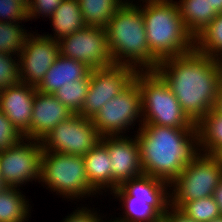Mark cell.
Segmentation results:
<instances>
[{"label":"cell","instance_id":"1","mask_svg":"<svg viewBox=\"0 0 222 222\" xmlns=\"http://www.w3.org/2000/svg\"><path fill=\"white\" fill-rule=\"evenodd\" d=\"M155 71L167 83L180 107L195 125L215 109L222 85L221 60L194 48L186 54L161 60Z\"/></svg>","mask_w":222,"mask_h":222},{"label":"cell","instance_id":"4","mask_svg":"<svg viewBox=\"0 0 222 222\" xmlns=\"http://www.w3.org/2000/svg\"><path fill=\"white\" fill-rule=\"evenodd\" d=\"M142 3L149 50L158 62L194 49V37L184 26L176 1L148 0Z\"/></svg>","mask_w":222,"mask_h":222},{"label":"cell","instance_id":"29","mask_svg":"<svg viewBox=\"0 0 222 222\" xmlns=\"http://www.w3.org/2000/svg\"><path fill=\"white\" fill-rule=\"evenodd\" d=\"M179 210L197 222H210L221 216L213 196L186 202Z\"/></svg>","mask_w":222,"mask_h":222},{"label":"cell","instance_id":"30","mask_svg":"<svg viewBox=\"0 0 222 222\" xmlns=\"http://www.w3.org/2000/svg\"><path fill=\"white\" fill-rule=\"evenodd\" d=\"M16 57L0 53V90L19 82V59Z\"/></svg>","mask_w":222,"mask_h":222},{"label":"cell","instance_id":"42","mask_svg":"<svg viewBox=\"0 0 222 222\" xmlns=\"http://www.w3.org/2000/svg\"><path fill=\"white\" fill-rule=\"evenodd\" d=\"M123 3H133V0L129 1V0H121ZM135 1V0H134ZM145 1H148V0H139L138 2H145Z\"/></svg>","mask_w":222,"mask_h":222},{"label":"cell","instance_id":"9","mask_svg":"<svg viewBox=\"0 0 222 222\" xmlns=\"http://www.w3.org/2000/svg\"><path fill=\"white\" fill-rule=\"evenodd\" d=\"M42 152L41 141L27 138L0 151L2 181L15 188L33 180L39 182Z\"/></svg>","mask_w":222,"mask_h":222},{"label":"cell","instance_id":"11","mask_svg":"<svg viewBox=\"0 0 222 222\" xmlns=\"http://www.w3.org/2000/svg\"><path fill=\"white\" fill-rule=\"evenodd\" d=\"M136 72L128 65L120 64L92 69L88 93L78 114L93 119L105 103L121 93L134 80Z\"/></svg>","mask_w":222,"mask_h":222},{"label":"cell","instance_id":"27","mask_svg":"<svg viewBox=\"0 0 222 222\" xmlns=\"http://www.w3.org/2000/svg\"><path fill=\"white\" fill-rule=\"evenodd\" d=\"M89 85L90 78H81L61 87L53 95L73 114H78L82 110Z\"/></svg>","mask_w":222,"mask_h":222},{"label":"cell","instance_id":"6","mask_svg":"<svg viewBox=\"0 0 222 222\" xmlns=\"http://www.w3.org/2000/svg\"><path fill=\"white\" fill-rule=\"evenodd\" d=\"M40 182L47 186V190L56 192L65 200L77 201L98 195L89 185L81 155L43 151L39 184Z\"/></svg>","mask_w":222,"mask_h":222},{"label":"cell","instance_id":"17","mask_svg":"<svg viewBox=\"0 0 222 222\" xmlns=\"http://www.w3.org/2000/svg\"><path fill=\"white\" fill-rule=\"evenodd\" d=\"M112 196H133L152 205L162 216L170 206L169 184L142 174L138 177L125 181L112 193Z\"/></svg>","mask_w":222,"mask_h":222},{"label":"cell","instance_id":"19","mask_svg":"<svg viewBox=\"0 0 222 222\" xmlns=\"http://www.w3.org/2000/svg\"><path fill=\"white\" fill-rule=\"evenodd\" d=\"M83 159L89 185L99 195L107 191L112 193L111 161L107 147L100 141L83 156Z\"/></svg>","mask_w":222,"mask_h":222},{"label":"cell","instance_id":"13","mask_svg":"<svg viewBox=\"0 0 222 222\" xmlns=\"http://www.w3.org/2000/svg\"><path fill=\"white\" fill-rule=\"evenodd\" d=\"M34 33V34H33ZM29 32L19 53V81L37 86L59 56V44L46 34Z\"/></svg>","mask_w":222,"mask_h":222},{"label":"cell","instance_id":"25","mask_svg":"<svg viewBox=\"0 0 222 222\" xmlns=\"http://www.w3.org/2000/svg\"><path fill=\"white\" fill-rule=\"evenodd\" d=\"M124 210L120 217H115L118 222H161L162 215L150 204L138 200L133 196H114ZM123 216V217H121Z\"/></svg>","mask_w":222,"mask_h":222},{"label":"cell","instance_id":"41","mask_svg":"<svg viewBox=\"0 0 222 222\" xmlns=\"http://www.w3.org/2000/svg\"><path fill=\"white\" fill-rule=\"evenodd\" d=\"M16 1H19L26 9L31 2V0H16Z\"/></svg>","mask_w":222,"mask_h":222},{"label":"cell","instance_id":"23","mask_svg":"<svg viewBox=\"0 0 222 222\" xmlns=\"http://www.w3.org/2000/svg\"><path fill=\"white\" fill-rule=\"evenodd\" d=\"M196 127L200 152L215 155L222 148V115L212 109Z\"/></svg>","mask_w":222,"mask_h":222},{"label":"cell","instance_id":"7","mask_svg":"<svg viewBox=\"0 0 222 222\" xmlns=\"http://www.w3.org/2000/svg\"><path fill=\"white\" fill-rule=\"evenodd\" d=\"M222 180V165L215 155L200 153L169 185L170 206L180 209L186 202L213 196Z\"/></svg>","mask_w":222,"mask_h":222},{"label":"cell","instance_id":"32","mask_svg":"<svg viewBox=\"0 0 222 222\" xmlns=\"http://www.w3.org/2000/svg\"><path fill=\"white\" fill-rule=\"evenodd\" d=\"M23 136L13 126L12 122L0 110V151L18 143Z\"/></svg>","mask_w":222,"mask_h":222},{"label":"cell","instance_id":"40","mask_svg":"<svg viewBox=\"0 0 222 222\" xmlns=\"http://www.w3.org/2000/svg\"><path fill=\"white\" fill-rule=\"evenodd\" d=\"M220 164L222 165V148L215 154Z\"/></svg>","mask_w":222,"mask_h":222},{"label":"cell","instance_id":"14","mask_svg":"<svg viewBox=\"0 0 222 222\" xmlns=\"http://www.w3.org/2000/svg\"><path fill=\"white\" fill-rule=\"evenodd\" d=\"M103 136L100 141L107 147L112 172V192L125 181L143 174L140 147L136 137Z\"/></svg>","mask_w":222,"mask_h":222},{"label":"cell","instance_id":"20","mask_svg":"<svg viewBox=\"0 0 222 222\" xmlns=\"http://www.w3.org/2000/svg\"><path fill=\"white\" fill-rule=\"evenodd\" d=\"M49 20L54 36H46L57 42L86 27L78 0H63Z\"/></svg>","mask_w":222,"mask_h":222},{"label":"cell","instance_id":"26","mask_svg":"<svg viewBox=\"0 0 222 222\" xmlns=\"http://www.w3.org/2000/svg\"><path fill=\"white\" fill-rule=\"evenodd\" d=\"M194 48L200 53L222 59V13L194 38Z\"/></svg>","mask_w":222,"mask_h":222},{"label":"cell","instance_id":"35","mask_svg":"<svg viewBox=\"0 0 222 222\" xmlns=\"http://www.w3.org/2000/svg\"><path fill=\"white\" fill-rule=\"evenodd\" d=\"M161 222H197L187 217L179 209L168 207L166 213L162 216Z\"/></svg>","mask_w":222,"mask_h":222},{"label":"cell","instance_id":"2","mask_svg":"<svg viewBox=\"0 0 222 222\" xmlns=\"http://www.w3.org/2000/svg\"><path fill=\"white\" fill-rule=\"evenodd\" d=\"M136 132L143 174L169 185L201 153L197 128L141 124Z\"/></svg>","mask_w":222,"mask_h":222},{"label":"cell","instance_id":"3","mask_svg":"<svg viewBox=\"0 0 222 222\" xmlns=\"http://www.w3.org/2000/svg\"><path fill=\"white\" fill-rule=\"evenodd\" d=\"M107 45L113 64L128 65L136 71L155 70L158 61L147 42L141 3H124L106 26Z\"/></svg>","mask_w":222,"mask_h":222},{"label":"cell","instance_id":"22","mask_svg":"<svg viewBox=\"0 0 222 222\" xmlns=\"http://www.w3.org/2000/svg\"><path fill=\"white\" fill-rule=\"evenodd\" d=\"M30 205L20 188L7 186L0 191V222H28Z\"/></svg>","mask_w":222,"mask_h":222},{"label":"cell","instance_id":"8","mask_svg":"<svg viewBox=\"0 0 222 222\" xmlns=\"http://www.w3.org/2000/svg\"><path fill=\"white\" fill-rule=\"evenodd\" d=\"M92 122L101 137L125 135L127 130L134 129L132 126L136 122H140V128L142 103L137 82L133 80L121 93L105 103Z\"/></svg>","mask_w":222,"mask_h":222},{"label":"cell","instance_id":"18","mask_svg":"<svg viewBox=\"0 0 222 222\" xmlns=\"http://www.w3.org/2000/svg\"><path fill=\"white\" fill-rule=\"evenodd\" d=\"M91 70L86 64L59 54L36 88L42 93L54 94L78 79L90 78Z\"/></svg>","mask_w":222,"mask_h":222},{"label":"cell","instance_id":"15","mask_svg":"<svg viewBox=\"0 0 222 222\" xmlns=\"http://www.w3.org/2000/svg\"><path fill=\"white\" fill-rule=\"evenodd\" d=\"M36 90L20 81L0 90V110L22 136L30 129Z\"/></svg>","mask_w":222,"mask_h":222},{"label":"cell","instance_id":"39","mask_svg":"<svg viewBox=\"0 0 222 222\" xmlns=\"http://www.w3.org/2000/svg\"><path fill=\"white\" fill-rule=\"evenodd\" d=\"M7 185L2 181V176H1V165H0V191L5 189Z\"/></svg>","mask_w":222,"mask_h":222},{"label":"cell","instance_id":"16","mask_svg":"<svg viewBox=\"0 0 222 222\" xmlns=\"http://www.w3.org/2000/svg\"><path fill=\"white\" fill-rule=\"evenodd\" d=\"M73 115V112L58 101L53 94L36 90L30 129L23 138L42 141L60 122L66 121Z\"/></svg>","mask_w":222,"mask_h":222},{"label":"cell","instance_id":"34","mask_svg":"<svg viewBox=\"0 0 222 222\" xmlns=\"http://www.w3.org/2000/svg\"><path fill=\"white\" fill-rule=\"evenodd\" d=\"M90 207H78L74 212L65 216L60 222H104L103 217Z\"/></svg>","mask_w":222,"mask_h":222},{"label":"cell","instance_id":"37","mask_svg":"<svg viewBox=\"0 0 222 222\" xmlns=\"http://www.w3.org/2000/svg\"><path fill=\"white\" fill-rule=\"evenodd\" d=\"M211 9H213L217 14L222 13V0H208Z\"/></svg>","mask_w":222,"mask_h":222},{"label":"cell","instance_id":"5","mask_svg":"<svg viewBox=\"0 0 222 222\" xmlns=\"http://www.w3.org/2000/svg\"><path fill=\"white\" fill-rule=\"evenodd\" d=\"M134 80L141 93L142 124L197 128L188 118L164 79L155 71H137Z\"/></svg>","mask_w":222,"mask_h":222},{"label":"cell","instance_id":"44","mask_svg":"<svg viewBox=\"0 0 222 222\" xmlns=\"http://www.w3.org/2000/svg\"><path fill=\"white\" fill-rule=\"evenodd\" d=\"M112 220H113V221H112ZM112 220H111V219H110L109 221H108V220H107V221L105 220L104 222H118V221L115 220V219H112Z\"/></svg>","mask_w":222,"mask_h":222},{"label":"cell","instance_id":"28","mask_svg":"<svg viewBox=\"0 0 222 222\" xmlns=\"http://www.w3.org/2000/svg\"><path fill=\"white\" fill-rule=\"evenodd\" d=\"M18 22H0V53L19 56L27 36L26 28Z\"/></svg>","mask_w":222,"mask_h":222},{"label":"cell","instance_id":"12","mask_svg":"<svg viewBox=\"0 0 222 222\" xmlns=\"http://www.w3.org/2000/svg\"><path fill=\"white\" fill-rule=\"evenodd\" d=\"M60 55L86 64L91 69L113 65L106 29L86 26L58 42Z\"/></svg>","mask_w":222,"mask_h":222},{"label":"cell","instance_id":"21","mask_svg":"<svg viewBox=\"0 0 222 222\" xmlns=\"http://www.w3.org/2000/svg\"><path fill=\"white\" fill-rule=\"evenodd\" d=\"M176 4L184 26L194 38L217 16L208 0H179Z\"/></svg>","mask_w":222,"mask_h":222},{"label":"cell","instance_id":"31","mask_svg":"<svg viewBox=\"0 0 222 222\" xmlns=\"http://www.w3.org/2000/svg\"><path fill=\"white\" fill-rule=\"evenodd\" d=\"M25 20V21H24ZM28 21L27 9L16 0H0V22Z\"/></svg>","mask_w":222,"mask_h":222},{"label":"cell","instance_id":"10","mask_svg":"<svg viewBox=\"0 0 222 222\" xmlns=\"http://www.w3.org/2000/svg\"><path fill=\"white\" fill-rule=\"evenodd\" d=\"M100 139L92 119L74 114L53 128L41 143L43 151L84 156Z\"/></svg>","mask_w":222,"mask_h":222},{"label":"cell","instance_id":"43","mask_svg":"<svg viewBox=\"0 0 222 222\" xmlns=\"http://www.w3.org/2000/svg\"><path fill=\"white\" fill-rule=\"evenodd\" d=\"M210 222H222V216L217 217V218L211 220Z\"/></svg>","mask_w":222,"mask_h":222},{"label":"cell","instance_id":"24","mask_svg":"<svg viewBox=\"0 0 222 222\" xmlns=\"http://www.w3.org/2000/svg\"><path fill=\"white\" fill-rule=\"evenodd\" d=\"M86 26L106 28L115 12L124 4L121 0H78Z\"/></svg>","mask_w":222,"mask_h":222},{"label":"cell","instance_id":"36","mask_svg":"<svg viewBox=\"0 0 222 222\" xmlns=\"http://www.w3.org/2000/svg\"><path fill=\"white\" fill-rule=\"evenodd\" d=\"M213 198L219 206V210L222 216V180L220 181L219 185L213 192Z\"/></svg>","mask_w":222,"mask_h":222},{"label":"cell","instance_id":"33","mask_svg":"<svg viewBox=\"0 0 222 222\" xmlns=\"http://www.w3.org/2000/svg\"><path fill=\"white\" fill-rule=\"evenodd\" d=\"M62 1L63 0H31L27 7L28 21L40 18L41 15V17L44 16V18L48 17L50 19Z\"/></svg>","mask_w":222,"mask_h":222},{"label":"cell","instance_id":"38","mask_svg":"<svg viewBox=\"0 0 222 222\" xmlns=\"http://www.w3.org/2000/svg\"><path fill=\"white\" fill-rule=\"evenodd\" d=\"M215 110L222 115V85L220 86L218 98H217V104L215 106Z\"/></svg>","mask_w":222,"mask_h":222}]
</instances>
